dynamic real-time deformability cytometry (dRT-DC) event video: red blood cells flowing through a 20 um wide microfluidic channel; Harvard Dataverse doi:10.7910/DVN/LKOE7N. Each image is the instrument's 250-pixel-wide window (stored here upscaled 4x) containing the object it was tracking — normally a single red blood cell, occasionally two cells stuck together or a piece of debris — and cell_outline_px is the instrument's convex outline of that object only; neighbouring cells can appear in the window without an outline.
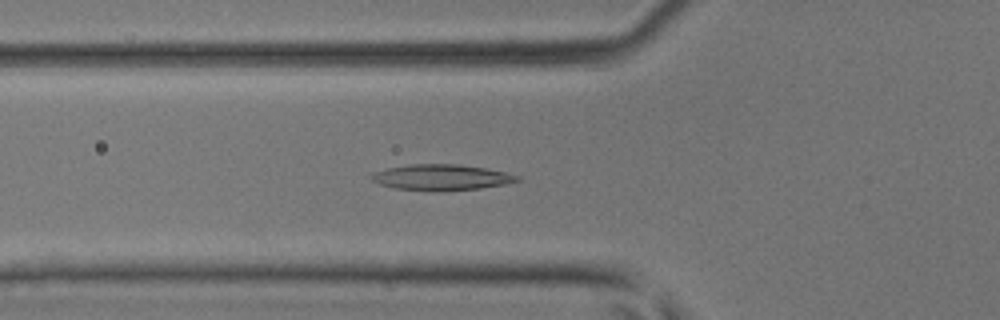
{"species": "common noctule bat (a hibernating species)", "species_latin": "Nyctalus noctula", "temperature_condition": "room temperature", "stored_images_in_passage": 41, "camera_frame_rate_fps": 3000, "um_per_image_px": 0.085, "animal": {"sex": "male", "body_mass_g": 17.9, "forearm_length_mm": 54.2}, "frame": {"image": 1, "passage_image": 11, "time_ms": 3.333, "image_size_px": [1000, 320], "cell_outline_px": [[520, 180], [504, 184], [480, 188], [432, 192], [396, 188], [380, 184], [372, 180], [372, 176], [376, 172], [388, 168], [408, 164], [460, 164], [484, 168], [504, 172], [520, 176]], "centroid_in_image_um": [37.53, 15.08], "position_along_channel_um": 88.3, "area_um2": 21.79}}
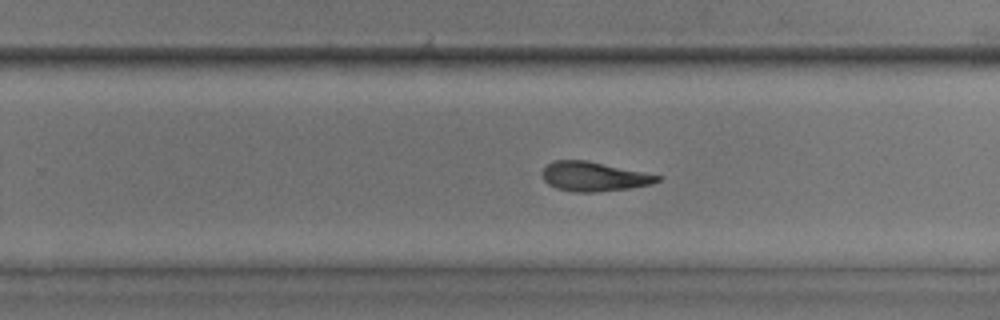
{"frame": {"image": 2, "passage_image": 24, "time_ms": 7.667, "image_size_px": [1000, 320], "cell_outline_px": [[660, 180], [652, 184], [628, 188], [596, 192], [576, 192], [556, 188], [548, 184], [544, 180], [544, 168], [552, 160], [588, 160], [660, 176]], "centroid_in_image_um": [50.46, 15.0], "position_along_channel_um": 279.3, "area_um2": 19.42}}
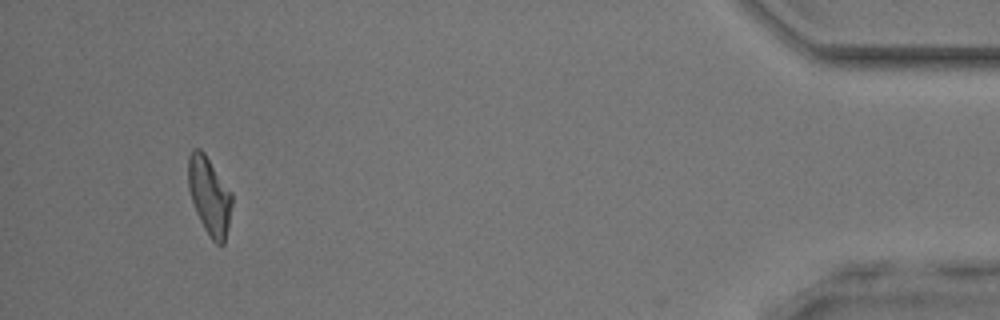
{"frame": {"image": 3, "passage_image": 38, "time_ms": 12.333, "image_size_px": [1000, 320], "cell_outline_px": [[232, 204], [228, 228], [224, 244], [216, 244], [212, 240], [204, 228], [196, 212], [188, 188], [188, 156], [192, 148], [200, 148], [204, 152], [232, 192]], "centroid_in_image_um": [17.8, 16.62], "position_along_channel_um": 417.4, "area_um2": 19.88}}